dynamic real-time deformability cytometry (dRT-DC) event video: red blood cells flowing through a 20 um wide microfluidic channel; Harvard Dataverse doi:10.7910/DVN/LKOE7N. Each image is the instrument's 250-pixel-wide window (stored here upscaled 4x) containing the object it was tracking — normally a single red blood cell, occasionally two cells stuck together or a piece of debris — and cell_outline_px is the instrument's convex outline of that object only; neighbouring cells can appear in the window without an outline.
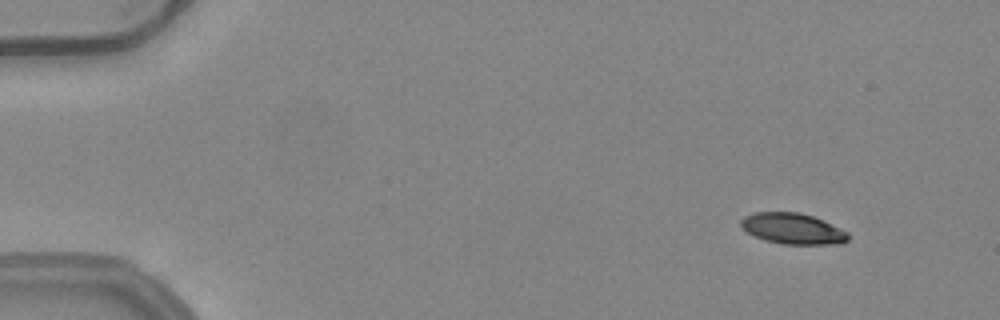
{"species": "common noctule bat (a hibernating species)", "species_latin": "Nyctalus noctula", "temperature_condition": "warm", "stored_images_in_passage": 53, "camera_frame_rate_fps": 3000, "um_per_image_px": 0.085, "animal": {"sex": "female", "body_mass_g": 24.6, "forearm_length_mm": 56.2}, "frame": {"image": 1, "passage_image": 6, "time_ms": 1.667, "image_size_px": [1000, 320], "cell_outline_px": [[848, 240], [844, 244], [784, 244], [764, 240], [740, 228], [740, 220], [744, 216], [756, 212], [800, 212], [824, 220], [848, 232]], "centroid_in_image_um": [67.39, 19.43], "position_along_channel_um": 17.6, "area_um2": 19.42}}
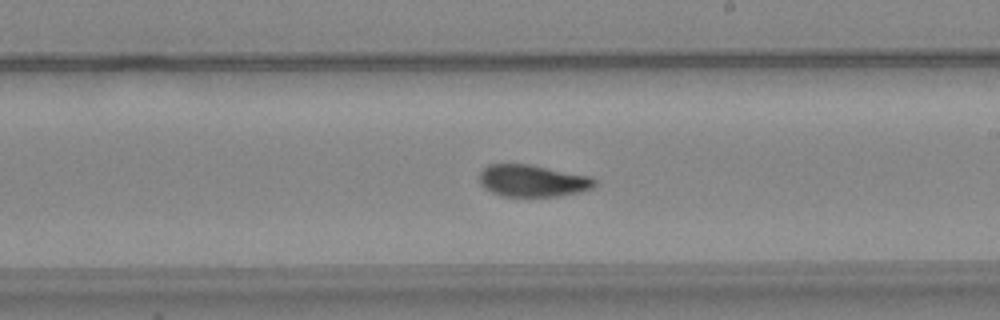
{"frame": {"image": 2, "passage_image": 32, "time_ms": 10.333, "image_size_px": [1000, 320], "cell_outline_px": [[596, 184], [592, 188], [580, 192], [560, 196], [500, 196], [484, 188], [480, 184], [480, 172], [488, 164], [528, 164], [592, 176], [596, 180]], "centroid_in_image_um": [45.28, 15.37], "position_along_channel_um": 243.7, "area_um2": 21.56}}
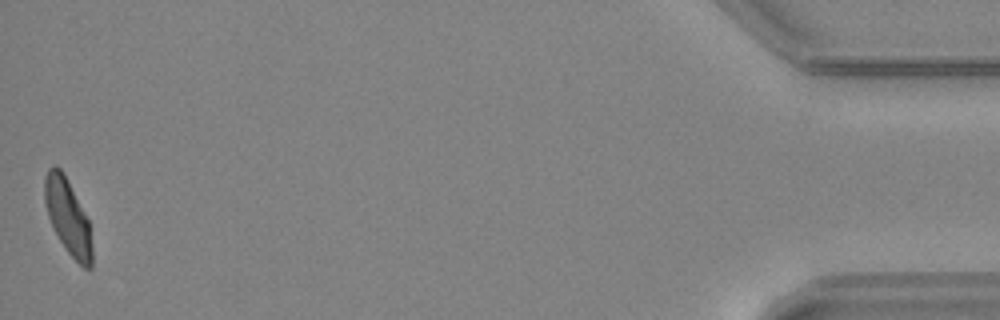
{"frame": {"image": 3, "passage_image": 53, "time_ms": 17.333, "image_size_px": [1000, 320], "cell_outline_px": [[92, 268], [84, 268], [68, 252], [60, 240], [48, 216], [44, 200], [44, 176], [48, 168], [52, 164], [56, 164], [60, 168], [88, 220], [92, 248]], "centroid_in_image_um": [5.74, 18.4], "position_along_channel_um": 429.5, "area_um2": 20.23}, "authors_computed_cell_mechanics": {"area_um2": 21.2126, "velocity_mm_per_s": 3.9718, "shape_relaxation_time_tau1_ms": 3.7827, "shape_relaxation_time_tau2_ms": 2.5346, "deformation_change_tau1": 0.1743, "deformation_change_tau2": 0.0924}}